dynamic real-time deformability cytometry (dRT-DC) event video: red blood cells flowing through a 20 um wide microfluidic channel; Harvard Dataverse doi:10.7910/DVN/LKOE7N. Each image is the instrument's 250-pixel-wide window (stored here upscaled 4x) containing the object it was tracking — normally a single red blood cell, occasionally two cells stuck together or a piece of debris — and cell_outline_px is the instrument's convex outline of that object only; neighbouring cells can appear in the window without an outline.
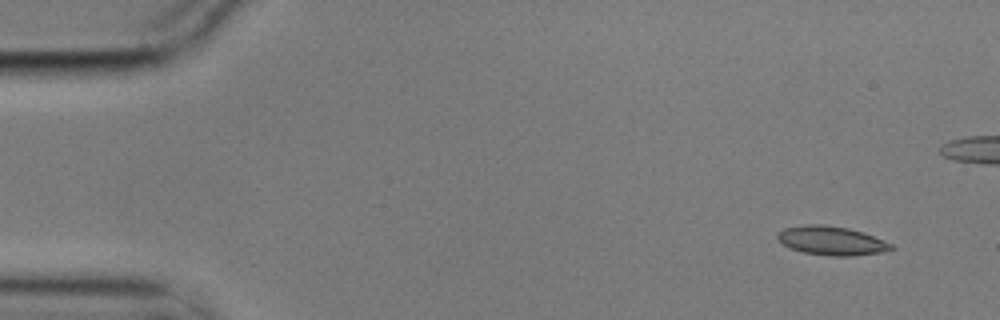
{"species": "common noctule bat (a hibernating species)", "species_latin": "Nyctalus noctula", "temperature_condition": "cold", "stored_images_in_passage": 9, "segment_of_instrument_passage": [1, 2], "camera_frame_rate_fps": 3000, "um_per_image_px": 0.085, "animal": {"sex": "male", "body_mass_g": 17.9}, "frame": {"image": 1, "passage_image": 1, "time_ms": 0.0, "image_size_px": [1000, 320], "cell_outline_px": [[896, 248], [880, 252], [852, 256], [828, 256], [804, 252], [792, 248], [784, 244], [776, 236], [784, 228], [808, 224], [820, 224], [848, 228], [864, 232], [892, 244]], "centroid_in_image_um": [70.71, 20.46], "position_along_channel_um": 14.3, "area_um2": 18.9}}
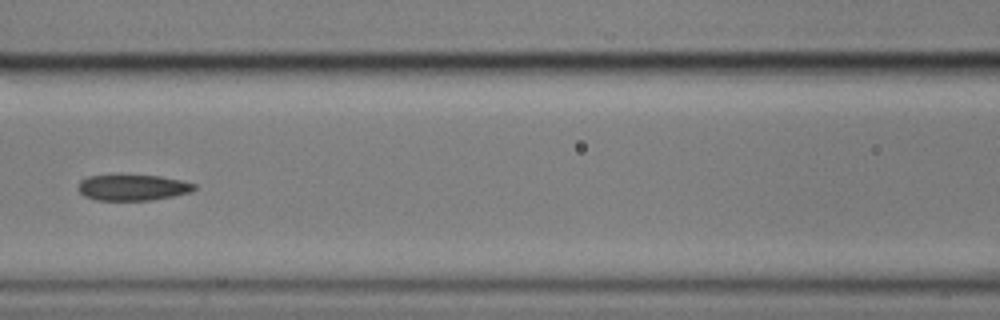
{"frame": {"image": 2, "passage_image": 7, "time_ms": 2.0, "image_size_px": [1000, 320], "cell_outline_px": [[196, 188], [192, 192], [172, 196], [148, 200], [96, 200], [84, 196], [76, 188], [80, 180], [88, 176], [120, 172], [160, 176], [184, 180], [196, 184]], "centroid_in_image_um": [11.24, 15.88], "position_along_channel_um": 155.4, "area_um2": 18.5}}
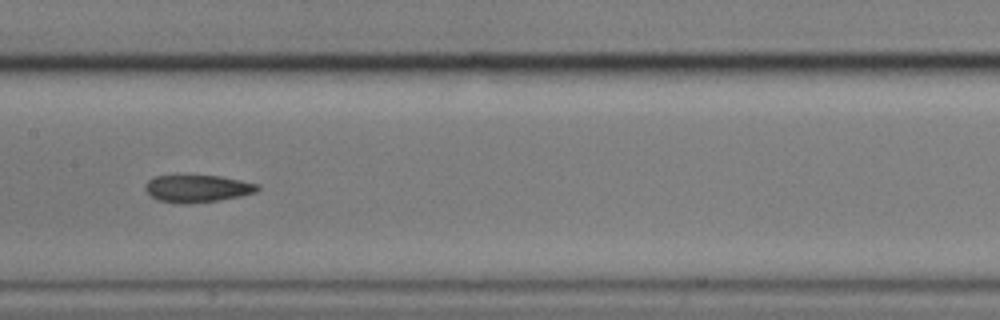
{"frame": {"image": 3, "passage_image": 8, "time_ms": 2.333, "image_size_px": [1000, 320], "cell_outline_px": [[260, 188], [256, 192], [240, 196], [220, 200], [180, 204], [156, 200], [144, 188], [144, 184], [152, 176], [220, 176], [260, 184]], "centroid_in_image_um": [16.77, 16.03], "position_along_channel_um": 190.6, "area_um2": 17.86}}